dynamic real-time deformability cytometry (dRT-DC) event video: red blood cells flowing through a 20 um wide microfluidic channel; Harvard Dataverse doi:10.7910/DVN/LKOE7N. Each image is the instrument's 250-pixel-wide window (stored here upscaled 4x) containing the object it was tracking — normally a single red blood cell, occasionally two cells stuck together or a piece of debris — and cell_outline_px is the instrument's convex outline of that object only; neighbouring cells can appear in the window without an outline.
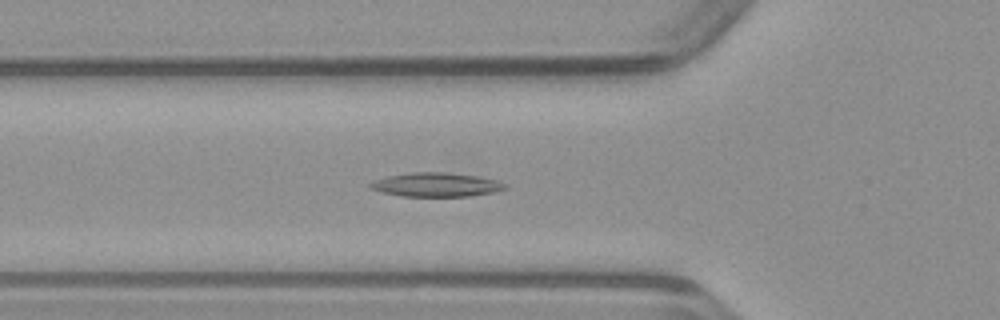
{"species": "common noctule bat (a hibernating species)", "species_latin": "Nyctalus noctula", "temperature_condition": "warm", "stored_images_in_passage": 51, "segment_of_instrument_passage": [1, 2], "camera_frame_rate_fps": 3000, "um_per_image_px": 0.085, "animal": {"sex": "male", "body_mass_g": 23.1, "forearm_length_mm": 52.7}, "frame": {"image": 1, "passage_image": 17, "time_ms": 5.333, "image_size_px": [1000, 320], "cell_outline_px": [[508, 188], [492, 192], [468, 196], [400, 196], [368, 188], [368, 184], [376, 180], [388, 176], [412, 172], [444, 172], [476, 176], [500, 180]], "centroid_in_image_um": [37.07, 15.69], "position_along_channel_um": 88.7, "area_um2": 18.67}}
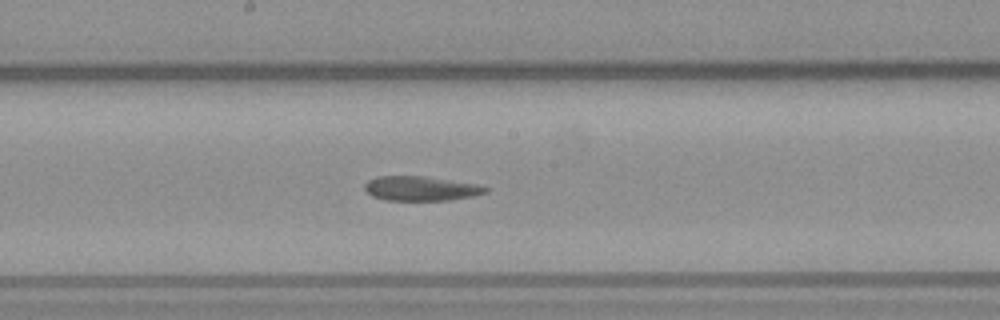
{"frame": {"image": 2, "passage_image": 26, "time_ms": 8.333, "image_size_px": [1000, 320], "cell_outline_px": [[488, 192], [472, 196], [448, 200], [384, 200], [372, 196], [364, 188], [364, 184], [368, 180], [376, 176], [424, 176], [476, 184], [488, 188]], "centroid_in_image_um": [35.73, 16.02], "position_along_channel_um": 212.5, "area_um2": 17.17}}
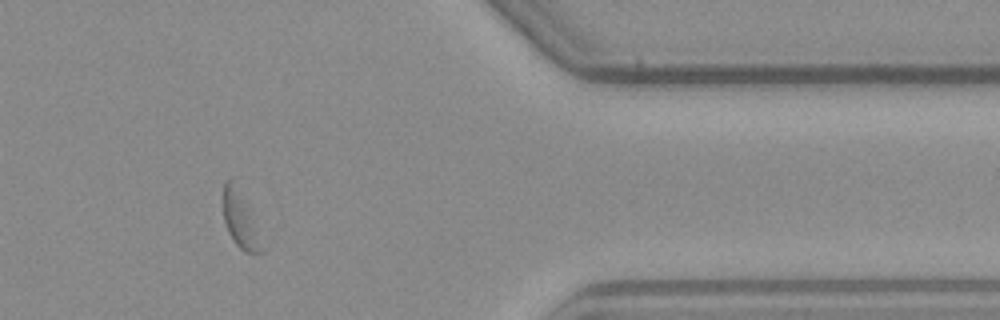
{"frame": {"image": 3, "passage_image": 41, "time_ms": 13.333, "image_size_px": [1000, 320], "cell_outline_px": [[268, 248], [264, 252], [256, 256], [244, 252], [232, 240], [228, 232], [224, 220], [224, 184], [232, 176]], "centroid_in_image_um": [20.52, 18.83], "position_along_channel_um": 390.9, "area_um2": 13.06}}